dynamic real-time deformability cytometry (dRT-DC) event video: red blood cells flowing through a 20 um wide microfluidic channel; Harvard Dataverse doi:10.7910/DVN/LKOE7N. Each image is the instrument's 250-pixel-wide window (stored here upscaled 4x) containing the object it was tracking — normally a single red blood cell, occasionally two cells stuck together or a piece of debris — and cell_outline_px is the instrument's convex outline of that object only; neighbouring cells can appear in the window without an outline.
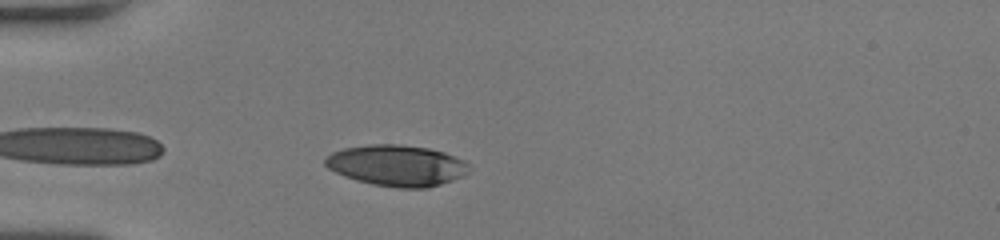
{"species": "human", "species_latin": "Homo sapiens", "temperature_condition": "room temperature", "stored_images_in_passage": 29, "camera_frame_rate_fps": 3000, "um_per_image_px": 0.085, "donor": {"sex": "female"}, "frame": {"image": 1, "passage_image": 2, "time_ms": 0.333, "image_size_px": [1000, 240], "cell_outline_px": [[468, 172], [452, 180], [428, 188], [396, 188], [372, 184], [356, 180], [344, 176], [328, 168], [324, 164], [324, 160], [332, 152], [344, 148], [368, 144], [400, 144], [428, 148], [444, 152], [464, 160], [468, 164]], "centroid_in_image_um": [33.71, 14.06], "position_along_channel_um": 51.3, "area_um2": 34.39}}
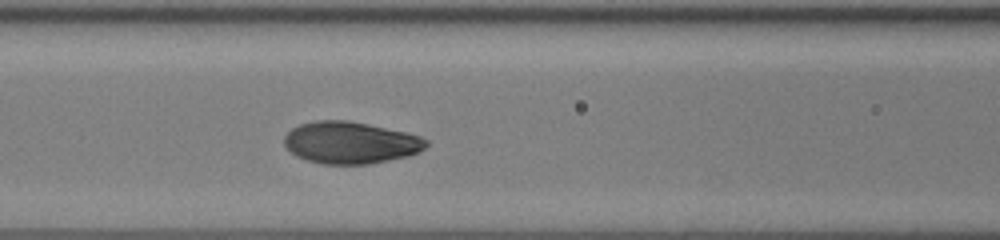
{"frame": {"image": 2, "passage_image": 10, "time_ms": 3.0, "image_size_px": [1000, 240], "cell_outline_px": [[428, 144], [420, 152], [408, 156], [368, 164], [324, 164], [308, 160], [296, 156], [284, 144], [284, 136], [292, 128], [300, 124], [316, 120], [348, 120], [368, 124], [404, 132], [420, 136], [428, 140]], "centroid_in_image_um": [29.79, 12.12], "position_along_channel_um": 136.8, "area_um2": 34.56}}
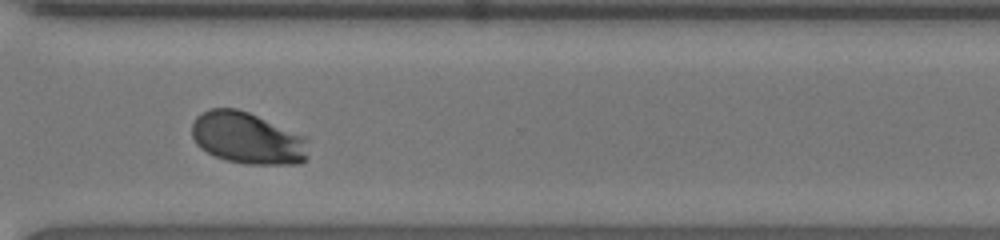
{"frame": {"image": 3, "passage_image": 26, "time_ms": 8.333, "image_size_px": [1000, 240], "cell_outline_px": [[308, 156], [300, 164], [244, 164], [224, 160], [200, 148], [196, 144], [192, 136], [192, 124], [196, 116], [212, 108], [236, 108], [248, 112], [308, 136]], "centroid_in_image_um": [21.07, 11.75], "position_along_channel_um": 349.5, "area_um2": 35.55}, "authors_computed_cell_mechanics": {"area_um2": 34.7956, "velocity_mm_per_s": 3.9893, "shape_relaxation_time_tau1_ms": 2.6091, "shape_relaxation_time_tau2_ms": null, "deformation_change_tau1": 0.1594, "deformation_change_tau2": null}}